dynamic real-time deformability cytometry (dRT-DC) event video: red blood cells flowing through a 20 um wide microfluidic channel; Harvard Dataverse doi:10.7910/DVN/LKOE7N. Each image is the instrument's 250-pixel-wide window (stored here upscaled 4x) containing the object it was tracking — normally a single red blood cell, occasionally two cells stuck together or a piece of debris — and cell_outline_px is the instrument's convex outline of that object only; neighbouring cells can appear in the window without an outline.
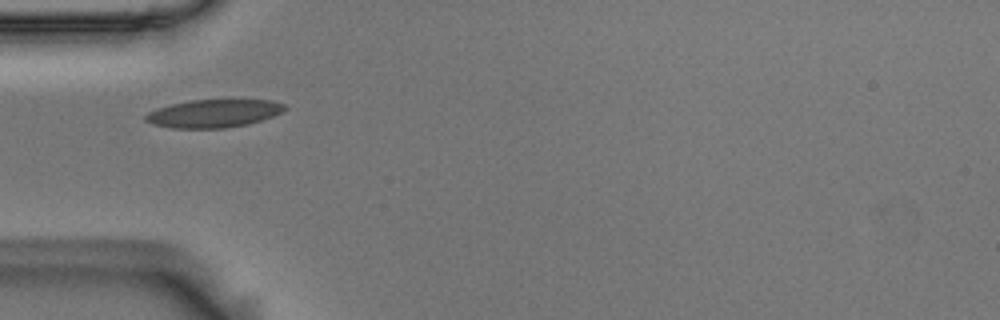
{"species": "Egyptian fruit bat (a non-hibernating species)", "species_latin": "Rousettus aegyptiacus", "temperature_condition": "room temperature", "stored_images_in_passage": 38, "camera_frame_rate_fps": 3000, "um_per_image_px": 0.085, "animal": {"sex": "male"}, "frame": {"image": 1, "passage_image": 1, "time_ms": 0.0, "image_size_px": [1000, 320], "cell_outline_px": [[288, 108], [272, 116], [248, 124], [224, 128], [172, 128], [152, 124], [144, 120], [144, 116], [148, 112], [156, 108], [172, 104], [192, 100], [272, 100], [284, 104]], "centroid_in_image_um": [18.13, 9.64], "position_along_channel_um": 66.9, "area_um2": 22.6}}
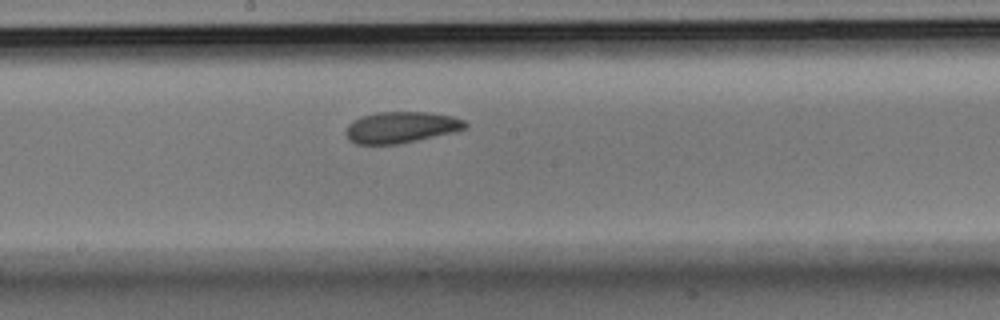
{"frame": {"image": 2, "passage_image": 13, "time_ms": 4.0, "image_size_px": [1000, 320], "cell_outline_px": [[468, 128], [452, 132], [416, 140], [396, 144], [356, 144], [348, 140], [344, 132], [348, 124], [352, 120], [360, 116], [376, 112], [428, 112], [452, 116], [464, 120], [468, 124]], "centroid_in_image_um": [34.04, 10.81], "position_along_channel_um": 214.2, "area_um2": 21.85}}
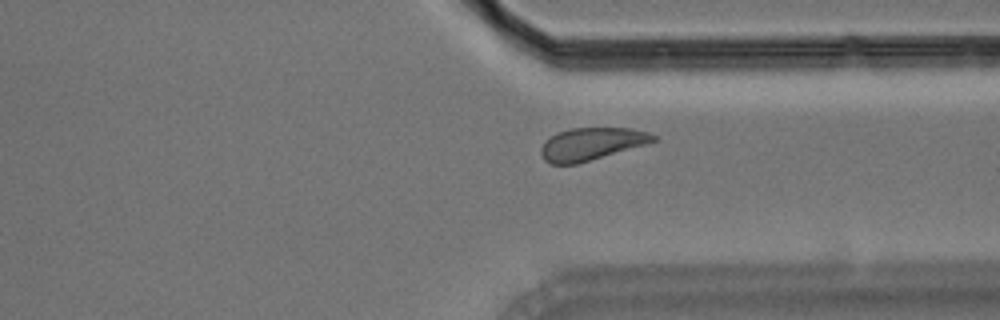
{"frame": {"image": 3, "passage_image": 25, "time_ms": 8.0, "image_size_px": [1000, 320], "cell_outline_px": [[656, 140], [648, 144], [576, 164], [552, 164], [544, 160], [540, 152], [540, 148], [544, 140], [556, 132], [572, 128], [632, 128], [648, 132], [656, 136]], "centroid_in_image_um": [50.25, 12.23], "position_along_channel_um": 361.1, "area_um2": 21.39}, "authors_computed_cell_mechanics": {"area_um2": 21.964, "velocity_mm_per_s": 3.6731, "shape_relaxation_time_tau1_ms": 4.5878, "shape_relaxation_time_tau2_ms": 2.9691, "deformation_change_tau1": 0.105, "deformation_change_tau2": 0.073}}